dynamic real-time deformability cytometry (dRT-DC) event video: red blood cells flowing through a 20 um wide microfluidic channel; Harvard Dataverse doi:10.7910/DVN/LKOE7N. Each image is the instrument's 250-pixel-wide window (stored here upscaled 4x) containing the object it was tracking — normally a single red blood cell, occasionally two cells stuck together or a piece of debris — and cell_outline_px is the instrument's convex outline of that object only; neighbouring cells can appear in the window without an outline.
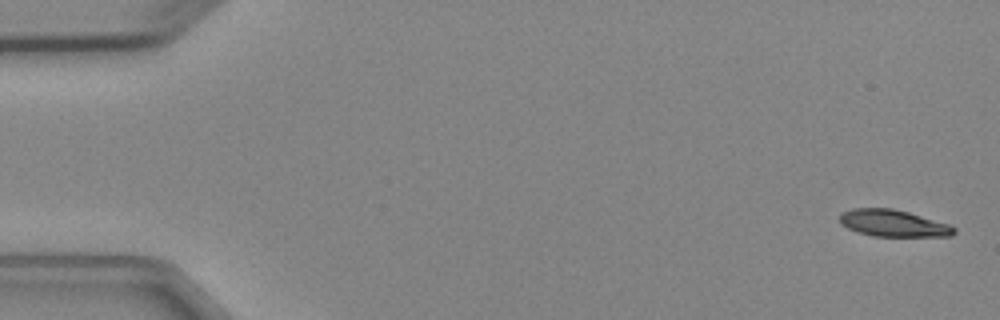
{"species": "Egyptian fruit bat (a non-hibernating species)", "species_latin": "Rousettus aegyptiacus", "temperature_condition": "cold", "stored_images_in_passage": 5, "camera_frame_rate_fps": 3000, "um_per_image_px": 0.085, "animal": {"sex": "female"}, "frame": {"image": 1, "passage_image": 1, "time_ms": 0.0, "image_size_px": [1000, 320], "cell_outline_px": [[956, 232], [952, 236], [872, 236], [848, 228], [840, 224], [840, 212], [852, 208], [892, 208], [908, 212], [948, 224], [956, 228]], "centroid_in_image_um": [75.9, 18.97], "position_along_channel_um": 9.1, "area_um2": 17.8}}
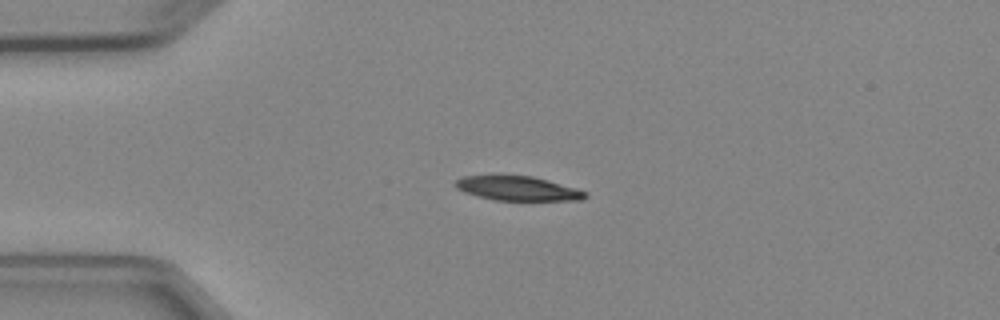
{"frame": {"image": 2, "passage_image": 4, "time_ms": 3.667, "image_size_px": [1000, 320], "cell_outline_px": [[588, 196], [580, 200], [496, 200], [476, 196], [464, 192], [456, 188], [456, 180], [464, 176], [532, 176], [548, 180], [576, 188], [588, 192]], "centroid_in_image_um": [44.04, 16.02], "position_along_channel_um": 41.0, "area_um2": 18.21}}